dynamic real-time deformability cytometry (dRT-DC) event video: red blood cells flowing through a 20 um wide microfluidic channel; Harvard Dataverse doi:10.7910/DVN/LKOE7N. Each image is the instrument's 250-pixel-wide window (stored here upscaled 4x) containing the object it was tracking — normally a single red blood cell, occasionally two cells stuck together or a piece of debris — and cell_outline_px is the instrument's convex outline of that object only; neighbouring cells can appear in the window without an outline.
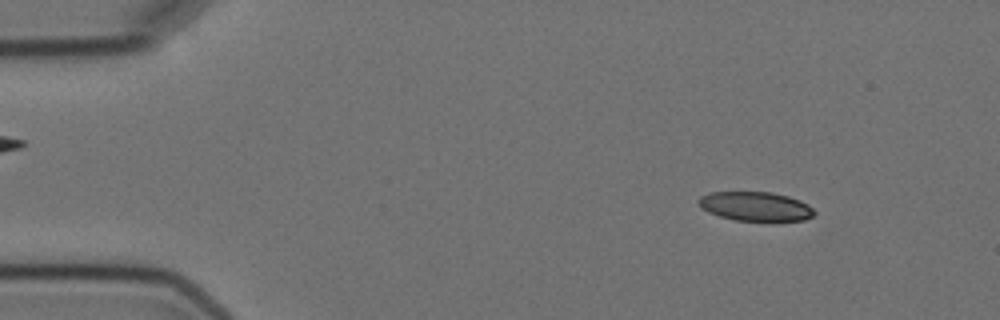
{"species": "Egyptian fruit bat (a non-hibernating species)", "species_latin": "Rousettus aegyptiacus", "temperature_condition": "cold", "stored_images_in_passage": 5, "camera_frame_rate_fps": 3000, "um_per_image_px": 0.085, "animal": {"sex": "female"}, "frame": {"image": 1, "passage_image": 2, "time_ms": 1.0, "image_size_px": [1000, 320], "cell_outline_px": [[816, 212], [812, 216], [804, 220], [732, 220], [708, 212], [700, 208], [696, 204], [696, 200], [700, 196], [708, 192], [772, 192], [788, 196], [800, 200], [808, 204]], "centroid_in_image_um": [64.15, 17.52], "position_along_channel_um": 20.8, "area_um2": 19.77}}
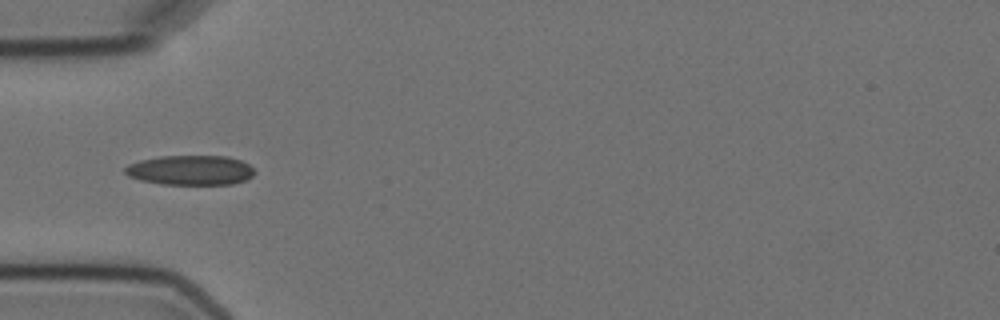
{"frame": {"image": 2, "passage_image": 5, "time_ms": 4.667, "image_size_px": [1000, 320], "cell_outline_px": [[256, 172], [252, 176], [244, 180], [232, 184], [160, 184], [140, 180], [128, 176], [124, 172], [124, 168], [128, 164], [140, 160], [160, 156], [228, 156], [240, 160], [248, 164]], "centroid_in_image_um": [16.16, 14.46], "position_along_channel_um": 68.8, "area_um2": 22.48}}